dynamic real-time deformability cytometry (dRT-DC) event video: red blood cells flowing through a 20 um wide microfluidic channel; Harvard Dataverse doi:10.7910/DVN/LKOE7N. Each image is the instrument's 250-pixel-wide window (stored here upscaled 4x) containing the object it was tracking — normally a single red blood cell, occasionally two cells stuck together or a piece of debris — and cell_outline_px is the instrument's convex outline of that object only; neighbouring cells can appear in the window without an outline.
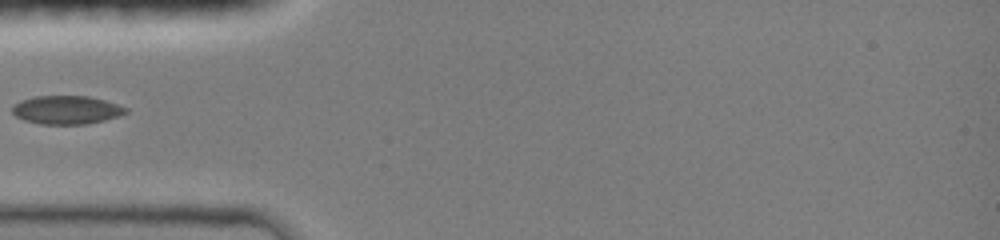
{"species": "common noctule bat (a hibernating species)", "species_latin": "Nyctalus noctula", "temperature_condition": "room temperature", "stored_images_in_passage": 27, "camera_frame_rate_fps": 3000, "um_per_image_px": 0.085, "animal": {"sex": "female", "body_mass_g": 19.0, "forearm_length_mm": 51.5}, "frame": {"image": 1, "passage_image": 1, "time_ms": 0.0, "image_size_px": [1000, 240], "cell_outline_px": [[128, 112], [104, 120], [84, 124], [40, 124], [24, 120], [16, 116], [12, 112], [12, 104], [20, 100], [32, 96], [88, 96], [104, 100], [128, 108]], "centroid_in_image_um": [5.6, 9.33], "position_along_channel_um": 79.4, "area_um2": 18.79}}
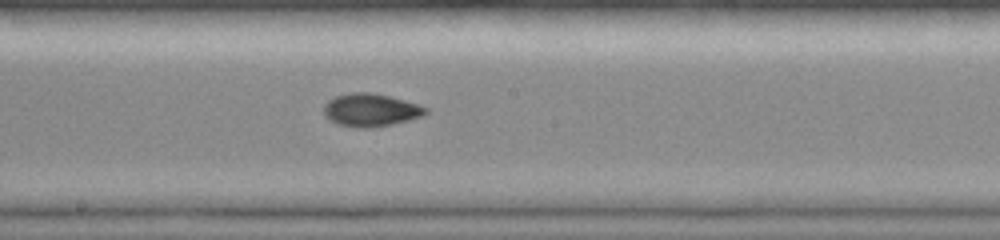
{"frame": {"image": 2, "passage_image": 18, "time_ms": 3.333, "image_size_px": [1000, 240], "cell_outline_px": [[428, 112], [424, 116], [392, 124], [372, 128], [356, 128], [336, 124], [324, 116], [324, 104], [328, 100], [336, 96], [352, 92], [372, 92], [420, 104], [428, 108]], "centroid_in_image_um": [31.51, 9.36], "position_along_channel_um": 216.7, "area_um2": 19.77}}
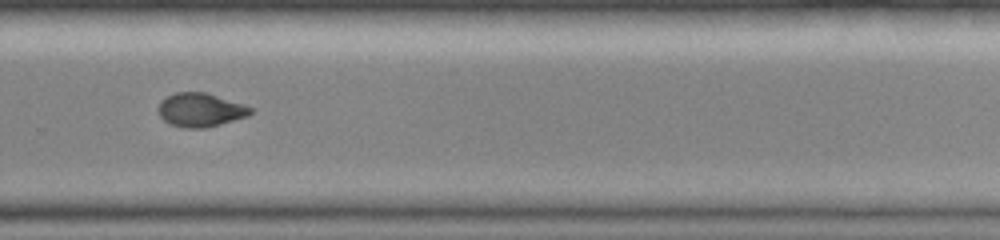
{"frame": {"image": 3, "passage_image": 25, "time_ms": 5.667, "image_size_px": [1000, 240], "cell_outline_px": [[252, 112], [248, 116], [220, 124], [204, 128], [184, 128], [172, 124], [164, 120], [160, 116], [156, 108], [160, 100], [176, 92], [204, 92], [252, 108]], "centroid_in_image_um": [16.97, 9.35], "position_along_channel_um": 312.8, "area_um2": 17.86}}